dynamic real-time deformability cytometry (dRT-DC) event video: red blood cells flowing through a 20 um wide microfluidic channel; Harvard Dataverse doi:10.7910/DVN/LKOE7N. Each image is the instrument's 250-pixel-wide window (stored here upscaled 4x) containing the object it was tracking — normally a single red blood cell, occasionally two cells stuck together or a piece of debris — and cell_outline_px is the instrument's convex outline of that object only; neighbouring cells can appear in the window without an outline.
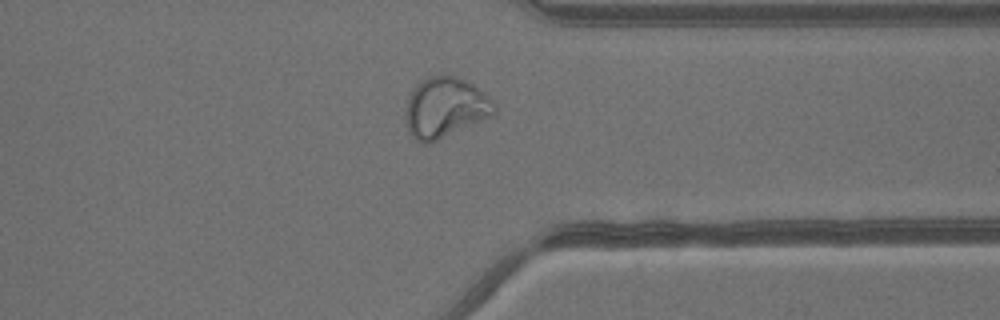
{"species": "common noctule bat (a hibernating species)", "species_latin": "Nyctalus noctula", "temperature_condition": "warm", "stored_images_in_passage": 34, "camera_frame_rate_fps": 3000, "um_per_image_px": 0.085, "animal": {"sex": "male", "body_mass_g": 13.3}, "frame": {"image": 1, "passage_image": 25, "time_ms": 8.0, "image_size_px": [1000, 320], "cell_outline_px": [[496, 112], [492, 116], [428, 144], [424, 144], [416, 140], [408, 132], [408, 96], [412, 88], [420, 80], [428, 76], [456, 76], [472, 84], [488, 96], [496, 104]], "centroid_in_image_um": [37.86, 9.14], "position_along_channel_um": 373.5, "area_um2": 30.81}}
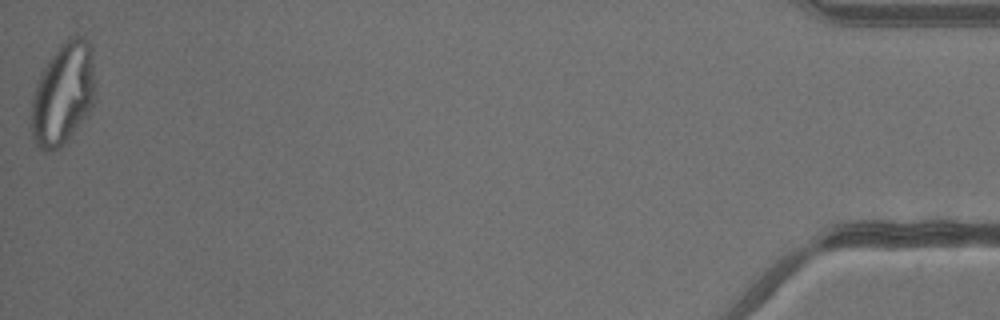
{"frame": {"image": 2, "passage_image": 34, "time_ms": 11.0, "image_size_px": [1000, 320], "cell_outline_px": [[96, 92], [88, 116], [60, 148], [52, 152], [44, 152], [32, 140], [28, 124], [32, 96], [40, 72], [56, 48], [60, 44], [76, 32], [88, 40], [92, 48]], "centroid_in_image_um": [5.34, 7.99], "position_along_channel_um": 429.9, "area_um2": 39.54}}